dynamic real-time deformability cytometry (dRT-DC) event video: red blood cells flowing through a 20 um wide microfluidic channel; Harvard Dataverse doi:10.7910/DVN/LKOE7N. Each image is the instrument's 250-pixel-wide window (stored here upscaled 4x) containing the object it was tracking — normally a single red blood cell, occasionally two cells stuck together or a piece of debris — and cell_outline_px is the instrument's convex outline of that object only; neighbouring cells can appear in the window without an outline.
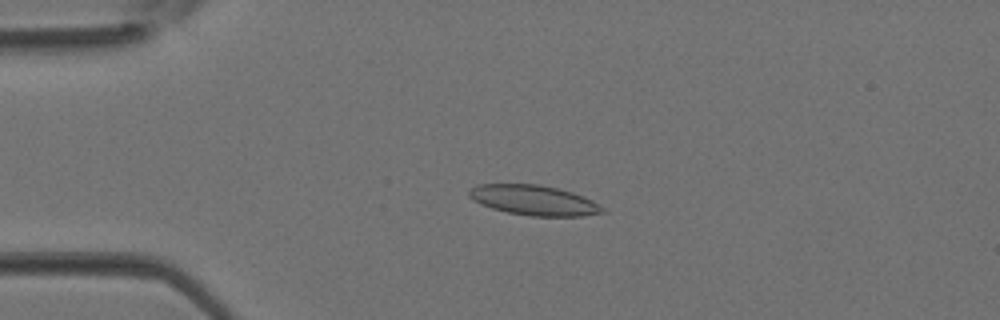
{"species": "Egyptian fruit bat (a non-hibernating species)", "species_latin": "Rousettus aegyptiacus", "temperature_condition": "room temperature", "stored_images_in_passage": 4, "camera_frame_rate_fps": 3000, "um_per_image_px": 0.085, "animal": {"sex": "female"}, "frame": {"image": 1, "passage_image": 3, "time_ms": 0.667, "image_size_px": [1000, 320], "cell_outline_px": [[604, 212], [580, 216], [532, 216], [508, 212], [492, 208], [480, 204], [472, 200], [468, 196], [468, 192], [476, 184], [540, 184], [572, 192], [584, 196], [592, 200], [604, 208]], "centroid_in_image_um": [45.35, 17.01], "position_along_channel_um": 39.6, "area_um2": 23.29}}
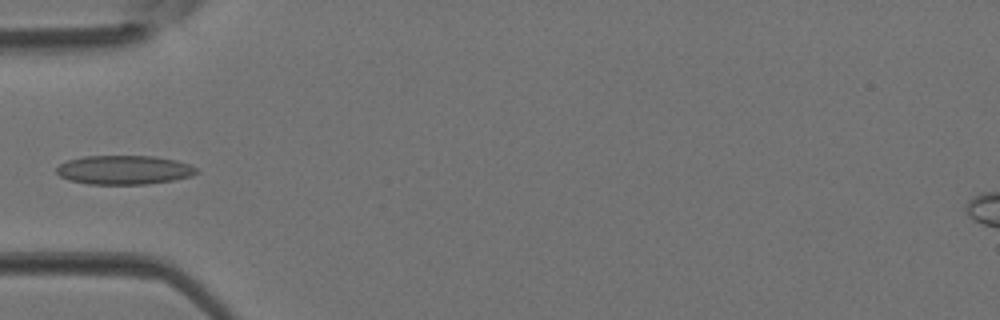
{"frame": {"image": 2, "passage_image": 4, "time_ms": 1.0, "image_size_px": [1000, 320], "cell_outline_px": [[200, 172], [192, 176], [176, 180], [148, 184], [88, 184], [68, 180], [60, 176], [56, 172], [56, 168], [60, 164], [68, 160], [84, 156], [156, 156], [176, 160], [188, 164], [196, 168]], "centroid_in_image_um": [10.57, 14.45], "position_along_channel_um": 74.4, "area_um2": 23.87}}